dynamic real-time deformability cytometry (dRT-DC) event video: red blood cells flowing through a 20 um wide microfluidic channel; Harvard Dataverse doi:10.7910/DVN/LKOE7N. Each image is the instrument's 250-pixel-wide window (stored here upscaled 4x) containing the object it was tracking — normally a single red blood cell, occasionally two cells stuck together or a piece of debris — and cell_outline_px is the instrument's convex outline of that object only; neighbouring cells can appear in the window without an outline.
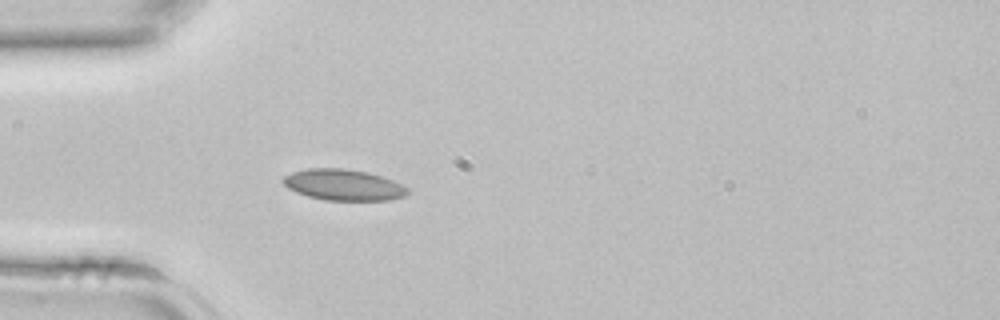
{"species": "common noctule bat (a hibernating species)", "species_latin": "Nyctalus noctula", "temperature_condition": "room temperature", "stored_images_in_passage": 43, "camera_frame_rate_fps": 3000, "um_per_image_px": 0.085, "animal": {"sex": "female", "body_mass_g": 22.7, "forearm_length_mm": 54.2}, "frame": {"image": 1, "passage_image": 13, "time_ms": 4.0, "image_size_px": [1000, 320], "cell_outline_px": [[408, 192], [404, 196], [388, 200], [324, 200], [308, 196], [296, 192], [288, 188], [280, 180], [284, 176], [292, 172], [308, 168], [344, 168], [368, 172], [392, 180], [408, 188]], "centroid_in_image_um": [29.15, 15.71], "position_along_channel_um": 55.8, "area_um2": 22.48}}